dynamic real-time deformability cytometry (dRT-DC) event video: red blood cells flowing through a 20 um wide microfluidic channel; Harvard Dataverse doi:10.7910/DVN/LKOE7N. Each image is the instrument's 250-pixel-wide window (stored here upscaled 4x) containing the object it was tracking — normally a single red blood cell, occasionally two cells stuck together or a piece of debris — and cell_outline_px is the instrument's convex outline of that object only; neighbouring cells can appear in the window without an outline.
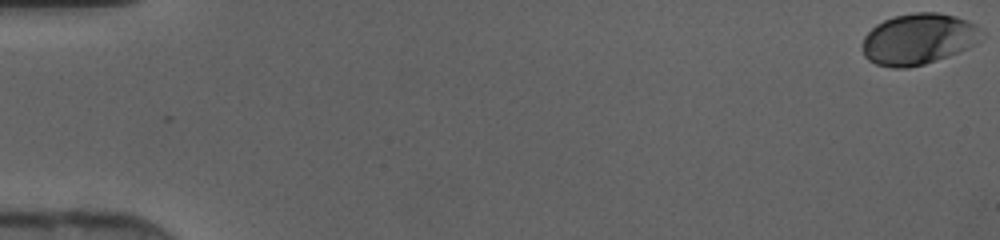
{"species": "human", "species_latin": "Homo sapiens", "temperature_condition": "cold", "stored_images_in_passage": 42, "camera_frame_rate_fps": 3000, "um_per_image_px": 0.085, "donor": {"sex": "female"}, "frame": {"image": 1, "passage_image": 1, "time_ms": 0.0, "image_size_px": [1000, 240], "cell_outline_px": [[980, 40], [976, 44], [968, 48], [948, 56], [924, 64], [908, 68], [892, 68], [876, 64], [868, 60], [864, 56], [864, 36], [876, 24], [892, 16], [912, 12], [936, 12], [956, 16], [968, 20], [976, 24], [980, 28]], "centroid_in_image_um": [78.07, 3.31], "position_along_channel_um": 6.9, "area_um2": 35.55}}
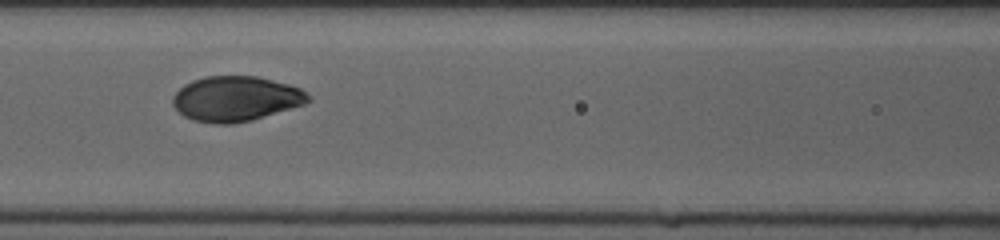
{"frame": {"image": 2, "passage_image": 22, "time_ms": 7.0, "image_size_px": [1000, 240], "cell_outline_px": [[312, 100], [304, 104], [248, 120], [232, 124], [216, 124], [192, 120], [184, 116], [172, 104], [172, 96], [184, 84], [192, 80], [204, 76], [256, 76], [288, 84], [300, 88], [312, 96]], "centroid_in_image_um": [20.02, 8.38], "position_along_channel_um": 146.6, "area_um2": 35.37}}
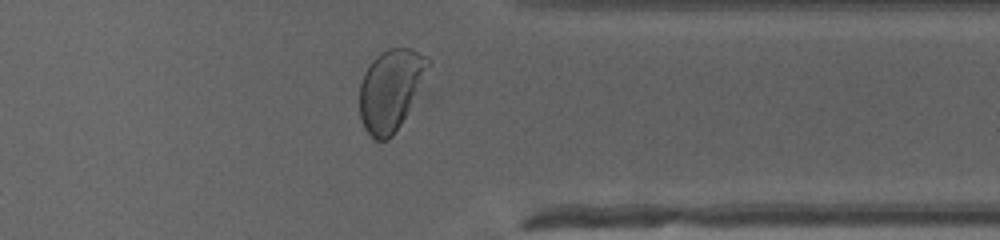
{"frame": {"image": 3, "passage_image": 38, "time_ms": 12.333, "image_size_px": [1000, 240], "cell_outline_px": [[432, 64], [400, 124], [392, 136], [388, 140], [376, 140], [364, 128], [360, 116], [360, 84], [364, 72], [368, 64], [380, 52], [388, 48], [412, 48], [428, 56], [432, 60]], "centroid_in_image_um": [33.21, 7.58], "position_along_channel_um": 378.2, "area_um2": 32.37}}